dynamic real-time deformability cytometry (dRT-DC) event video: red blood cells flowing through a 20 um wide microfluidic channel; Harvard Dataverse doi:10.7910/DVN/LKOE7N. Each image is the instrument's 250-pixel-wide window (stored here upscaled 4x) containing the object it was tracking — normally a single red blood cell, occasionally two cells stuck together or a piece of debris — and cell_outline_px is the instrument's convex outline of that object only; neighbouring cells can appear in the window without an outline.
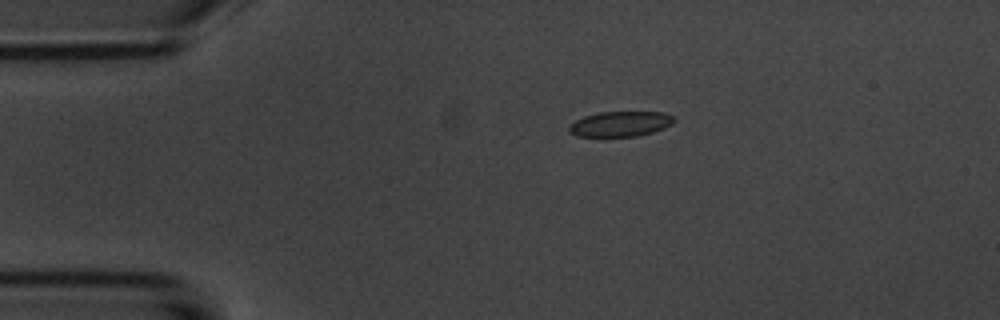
{"species": "common noctule bat (a hibernating species)", "species_latin": "Nyctalus noctula", "temperature_condition": "room temperature", "stored_images_in_passage": 45, "camera_frame_rate_fps": 3000, "um_per_image_px": 0.085, "animal": {"sex": "male", "body_mass_g": 20.1, "forearm_length_mm": 53.5}, "frame": {"image": 1, "passage_image": 1, "time_ms": 0.0, "image_size_px": [1000, 320], "cell_outline_px": [[676, 120], [672, 124], [664, 128], [652, 132], [636, 136], [576, 136], [568, 132], [568, 124], [584, 116], [600, 112], [664, 112], [672, 116]], "centroid_in_image_um": [52.71, 10.53], "position_along_channel_um": 32.3, "area_um2": 15.43}}
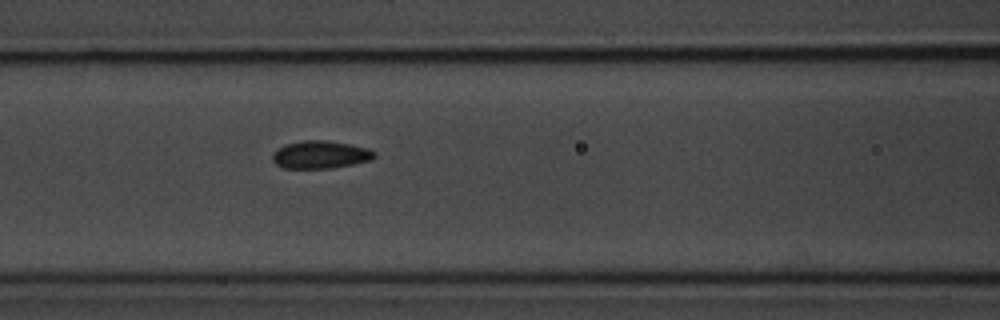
{"frame": {"image": 2, "passage_image": 13, "time_ms": 4.0, "image_size_px": [1000, 320], "cell_outline_px": [[376, 156], [372, 160], [332, 168], [284, 168], [276, 164], [272, 160], [272, 156], [276, 148], [284, 144], [304, 140], [324, 140], [348, 144], [368, 148], [376, 152]], "centroid_in_image_um": [27.22, 13.14], "position_along_channel_um": 139.4, "area_um2": 16.53}}
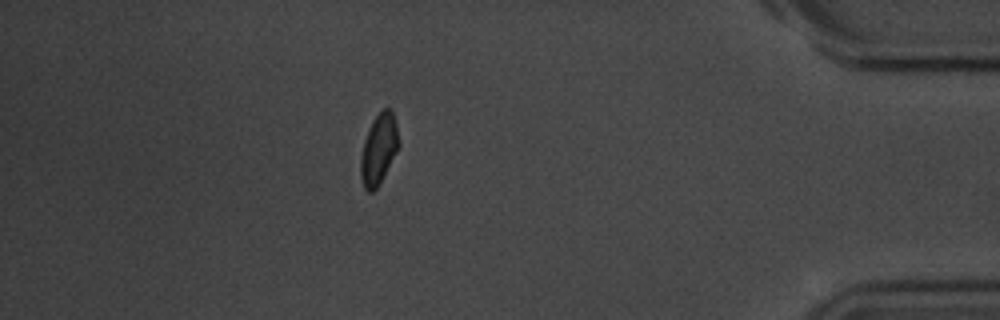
{"frame": {"image": 3, "passage_image": 38, "time_ms": 12.333, "image_size_px": [1000, 320], "cell_outline_px": [[400, 144], [396, 152], [376, 188], [372, 192], [368, 192], [364, 188], [360, 176], [360, 160], [364, 140], [372, 120], [384, 108], [392, 108], [400, 140]], "centroid_in_image_um": [32.19, 12.65], "position_along_channel_um": 403.0, "area_um2": 15.49}, "authors_computed_cell_mechanics": {"area_um2": 16.0684, "velocity_mm_per_s": 3.6993, "shape_relaxation_time_tau1_ms": 3.116, "shape_relaxation_time_tau2_ms": 2.2657, "deformation_change_tau1": 0.0867, "deformation_change_tau2": 0.0649}}